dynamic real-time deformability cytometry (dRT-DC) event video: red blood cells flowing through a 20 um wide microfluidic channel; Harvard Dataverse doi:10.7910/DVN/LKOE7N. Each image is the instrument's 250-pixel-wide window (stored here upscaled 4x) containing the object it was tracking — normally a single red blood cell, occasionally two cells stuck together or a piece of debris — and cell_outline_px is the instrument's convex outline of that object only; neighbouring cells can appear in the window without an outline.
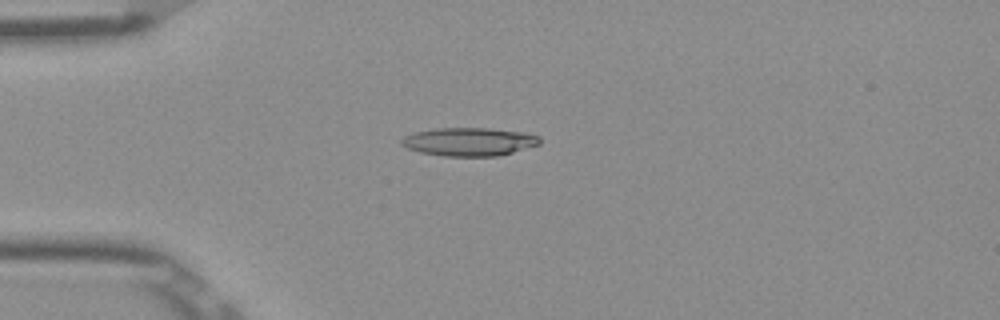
{"species": "Egyptian fruit bat (a non-hibernating species)", "species_latin": "Rousettus aegyptiacus", "temperature_condition": "room temperature", "stored_images_in_passage": 39, "camera_frame_rate_fps": 3000, "um_per_image_px": 0.085, "frame": {"image": 1, "passage_image": 1, "time_ms": 0.0, "image_size_px": [1000, 320], "cell_outline_px": [[540, 144], [512, 152], [496, 156], [444, 156], [420, 152], [408, 148], [400, 144], [400, 140], [404, 136], [416, 132], [436, 128], [488, 128], [524, 132], [540, 136]], "centroid_in_image_um": [39.87, 12.04], "position_along_channel_um": 45.1, "area_um2": 22.72}}
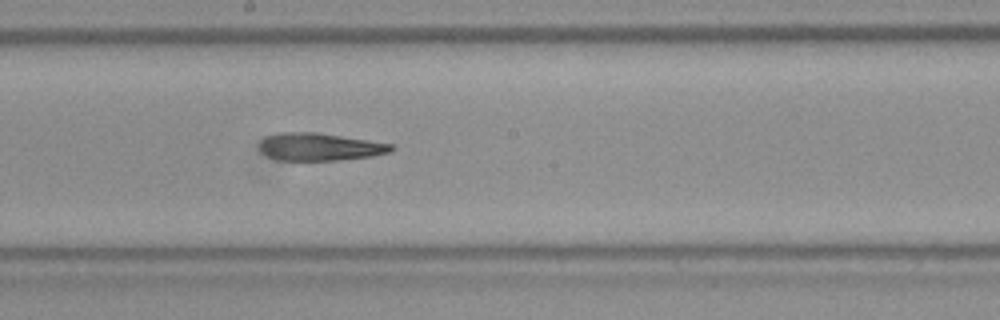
{"frame": {"image": 2, "passage_image": 16, "time_ms": 5.0, "image_size_px": [1000, 320], "cell_outline_px": [[396, 148], [392, 152], [372, 156], [340, 160], [276, 160], [260, 152], [260, 140], [268, 136], [280, 132], [316, 132], [368, 140], [392, 144]], "centroid_in_image_um": [27.19, 12.48], "position_along_channel_um": 221.0, "area_um2": 21.27}}
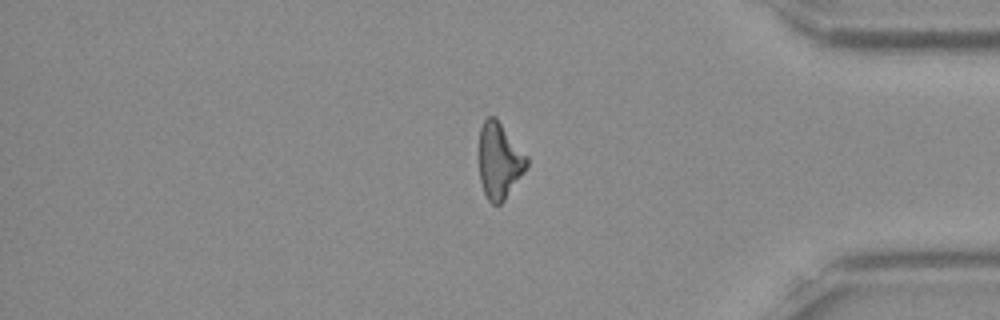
{"frame": {"image": 3, "passage_image": 31, "time_ms": 10.0, "image_size_px": [1000, 320], "cell_outline_px": [[528, 168], [504, 200], [500, 204], [492, 204], [488, 200], [484, 192], [480, 180], [480, 128], [484, 120], [488, 116], [496, 116], [528, 156]], "centroid_in_image_um": [42.47, 13.64], "position_along_channel_um": 392.7, "area_um2": 21.27}, "authors_computed_cell_mechanics": {"area_um2": 21.5016, "velocity_mm_per_s": 3.9192, "shape_relaxation_time_tau1_ms": null, "shape_relaxation_time_tau2_ms": 3.1752, "deformation_change_tau1": null, "deformation_change_tau2": 0.1593}}